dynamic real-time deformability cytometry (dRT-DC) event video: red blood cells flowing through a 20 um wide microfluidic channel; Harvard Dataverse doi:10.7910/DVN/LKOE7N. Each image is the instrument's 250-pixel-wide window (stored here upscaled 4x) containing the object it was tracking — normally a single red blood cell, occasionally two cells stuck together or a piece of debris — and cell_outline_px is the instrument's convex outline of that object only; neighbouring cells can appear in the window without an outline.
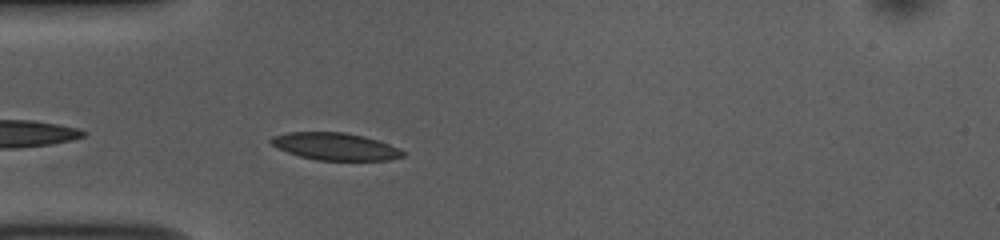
{"species": "common noctule bat (a hibernating species)", "species_latin": "Nyctalus noctula", "temperature_condition": "room temperature", "stored_images_in_passage": 26, "camera_frame_rate_fps": 3000, "um_per_image_px": 0.085, "animal": {"sex": "female", "body_mass_g": 10.0, "forearm_length_mm": 53.1}, "frame": {"image": 1, "passage_image": 3, "time_ms": 0.667, "image_size_px": [1000, 240], "cell_outline_px": [[404, 156], [388, 160], [316, 160], [300, 156], [276, 148], [268, 140], [272, 136], [288, 132], [344, 132], [364, 136], [400, 148], [404, 152]], "centroid_in_image_um": [28.47, 12.44], "position_along_channel_um": 56.5, "area_um2": 20.92}}
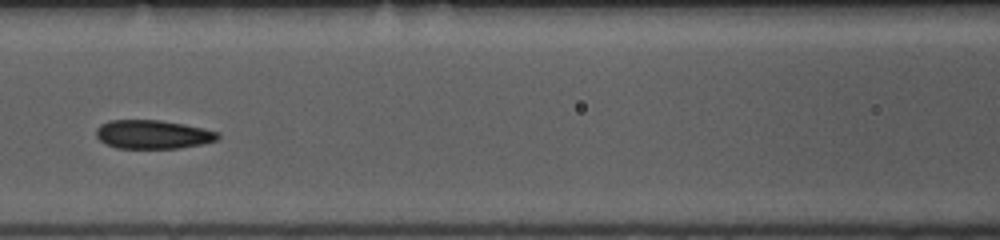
{"frame": {"image": 2, "passage_image": 11, "time_ms": 3.333, "image_size_px": [1000, 240], "cell_outline_px": [[220, 136], [216, 140], [204, 144], [176, 148], [116, 148], [100, 140], [96, 136], [96, 128], [100, 124], [108, 120], [160, 120], [184, 124], [204, 128], [220, 132]], "centroid_in_image_um": [13.0, 11.42], "position_along_channel_um": 153.6, "area_um2": 20.46}}
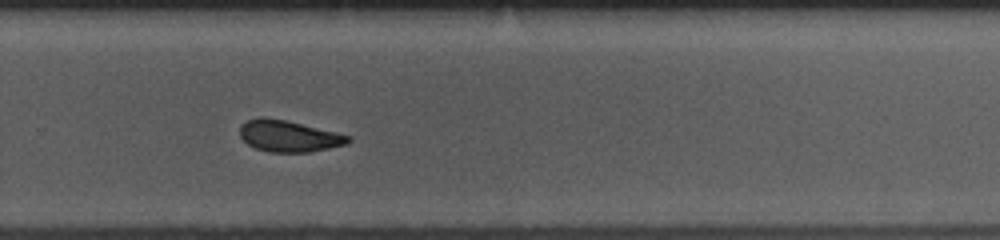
{"frame": {"image": 3, "passage_image": 23, "time_ms": 7.333, "image_size_px": [1000, 240], "cell_outline_px": [[352, 140], [348, 144], [308, 152], [268, 152], [256, 148], [248, 144], [240, 136], [240, 124], [248, 120], [260, 116], [264, 116], [284, 120], [336, 132], [352, 136]], "centroid_in_image_um": [24.54, 11.56], "position_along_channel_um": 305.3, "area_um2": 19.83}}